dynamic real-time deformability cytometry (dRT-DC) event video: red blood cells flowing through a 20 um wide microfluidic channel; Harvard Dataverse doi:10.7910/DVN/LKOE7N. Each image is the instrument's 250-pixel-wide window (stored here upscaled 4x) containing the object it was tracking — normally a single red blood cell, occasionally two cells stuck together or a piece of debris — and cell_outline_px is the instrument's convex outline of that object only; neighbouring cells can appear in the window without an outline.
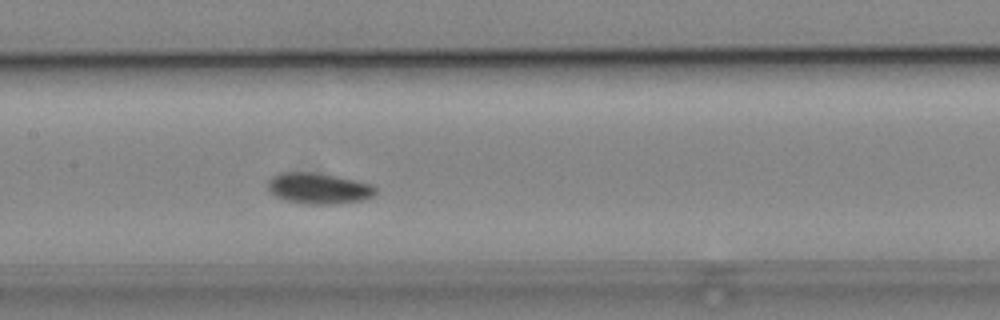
{"species": "common noctule bat (a hibernating species)", "species_latin": "Nyctalus noctula", "temperature_condition": "cold", "stored_images_in_passage": 5, "camera_frame_rate_fps": 3000, "um_per_image_px": 0.085, "animal": {"sex": "male", "body_mass_g": 19.2, "forearm_length_mm": 51.8}, "frame": {"image": 1, "passage_image": 5, "time_ms": 4.667, "image_size_px": [1000, 320], "cell_outline_px": [[376, 192], [372, 196], [360, 200], [336, 204], [304, 204], [284, 200], [276, 196], [268, 188], [268, 180], [272, 176], [280, 172], [312, 172], [336, 176], [372, 184], [376, 188]], "centroid_in_image_um": [27.06, 16.01], "position_along_channel_um": 180.3, "area_um2": 19.36}}